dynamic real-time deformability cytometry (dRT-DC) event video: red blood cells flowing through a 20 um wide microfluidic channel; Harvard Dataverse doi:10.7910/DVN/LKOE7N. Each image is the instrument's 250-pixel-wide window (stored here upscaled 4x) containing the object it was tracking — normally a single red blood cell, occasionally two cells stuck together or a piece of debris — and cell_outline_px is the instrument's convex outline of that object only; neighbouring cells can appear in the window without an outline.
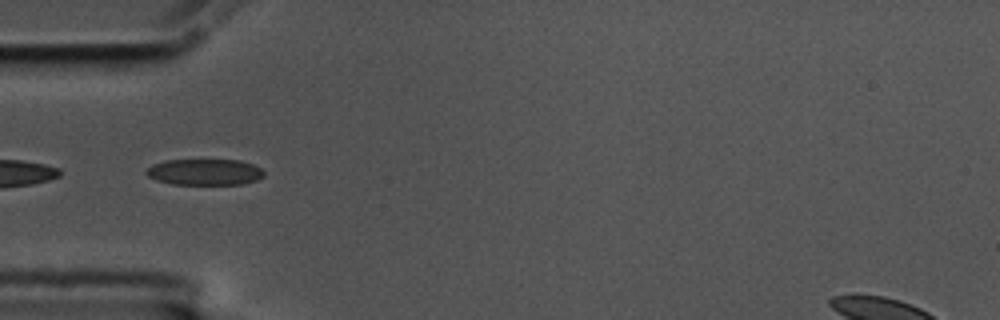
{"species": "common noctule bat (a hibernating species)", "species_latin": "Nyctalus noctula", "temperature_condition": "cold", "stored_images_in_passage": 51, "segment_of_instrument_passage": [2, 2], "camera_frame_rate_fps": 3000, "um_per_image_px": 0.085, "animal": {"sex": "male", "body_mass_g": 17.5, "forearm_length_mm": 52.3}, "frame": {"image": 1, "passage_image": 18, "time_ms": 5.667, "image_size_px": [1000, 320], "cell_outline_px": [[264, 176], [256, 180], [244, 184], [172, 184], [156, 180], [148, 176], [144, 172], [152, 164], [164, 160], [240, 160], [252, 164], [260, 168], [264, 172]], "centroid_in_image_um": [17.38, 14.62], "position_along_channel_um": 67.6, "area_um2": 17.98}}
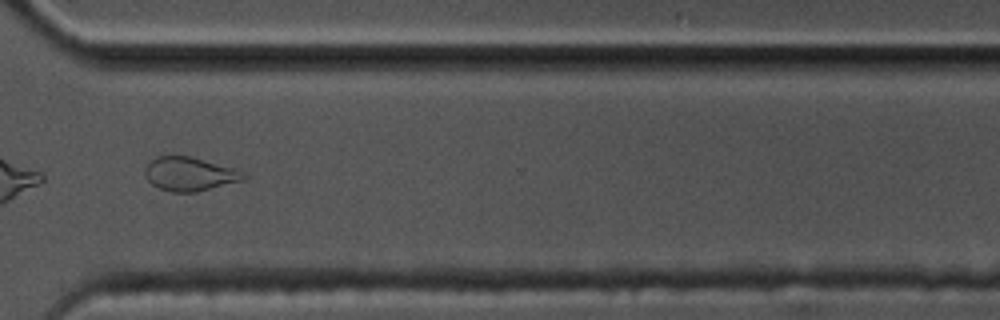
{"frame": {"image": 2, "passage_image": 43, "time_ms": 14.0, "image_size_px": [1000, 320], "cell_outline_px": [[248, 180], [196, 192], [172, 192], [160, 188], [152, 184], [148, 180], [144, 172], [144, 168], [156, 156], [188, 156], [236, 168], [248, 176]], "centroid_in_image_um": [16.17, 14.8], "position_along_channel_um": 354.4, "area_um2": 19.54}}